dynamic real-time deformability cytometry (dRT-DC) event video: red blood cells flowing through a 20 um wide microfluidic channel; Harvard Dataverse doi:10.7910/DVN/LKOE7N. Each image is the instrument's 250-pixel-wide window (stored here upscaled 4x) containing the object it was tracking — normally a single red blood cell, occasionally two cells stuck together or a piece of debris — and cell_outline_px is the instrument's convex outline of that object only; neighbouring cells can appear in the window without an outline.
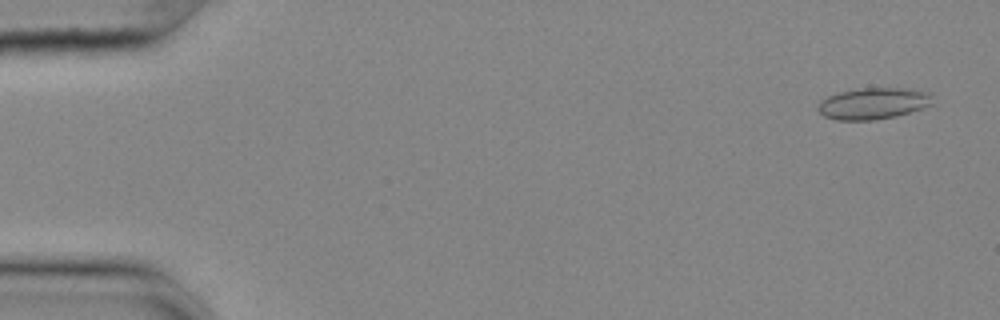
{"species": "common noctule bat (a hibernating species)", "species_latin": "Nyctalus noctula", "temperature_condition": "cold", "stored_images_in_passage": 54, "camera_frame_rate_fps": 3000, "um_per_image_px": 0.085, "animal": {"sex": "female", "body_mass_g": 25.1}, "frame": {"image": 1, "passage_image": 1, "time_ms": 0.0, "image_size_px": [1000, 320], "cell_outline_px": [[932, 104], [924, 108], [896, 116], [876, 120], [836, 120], [824, 116], [816, 108], [820, 100], [828, 96], [840, 92], [864, 88], [900, 88], [932, 92]], "centroid_in_image_um": [74.23, 8.8], "position_along_channel_um": 10.8, "area_um2": 21.1}}
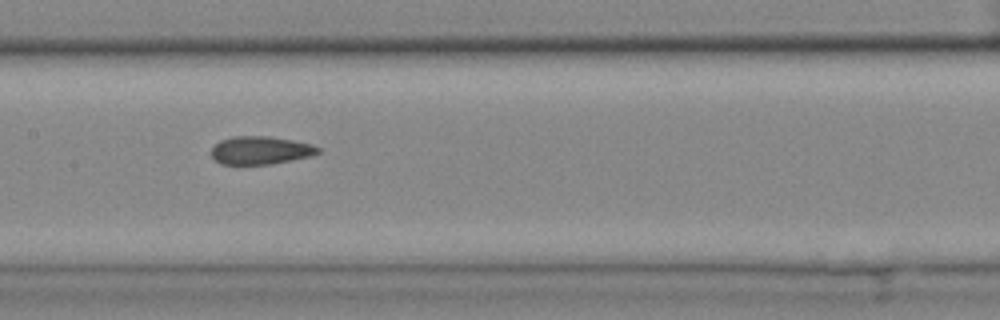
{"frame": {"image": 2, "passage_image": 26, "time_ms": 8.333, "image_size_px": [1000, 320], "cell_outline_px": [[320, 152], [312, 156], [272, 164], [220, 164], [212, 156], [212, 148], [220, 140], [232, 136], [268, 136], [292, 140], [312, 144], [320, 148]], "centroid_in_image_um": [22.16, 12.77], "position_along_channel_um": 185.2, "area_um2": 17.46}}
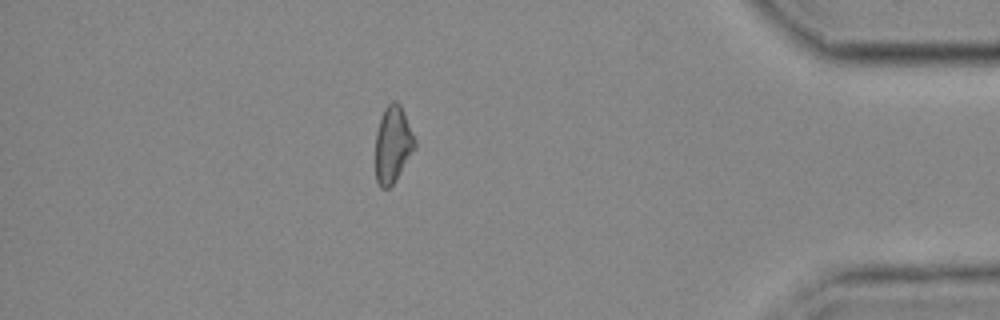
{"frame": {"image": 3, "passage_image": 47, "time_ms": 15.333, "image_size_px": [1000, 320], "cell_outline_px": [[416, 148], [392, 184], [388, 188], [380, 188], [376, 180], [376, 132], [384, 108], [392, 100], [396, 100], [400, 104], [416, 140]], "centroid_in_image_um": [33.39, 12.26], "position_along_channel_um": 401.8, "area_um2": 17.46}, "authors_computed_cell_mechanics": {"area_um2": 18.1203, "velocity_mm_per_s": 3.6452, "shape_relaxation_time_tau1_ms": null, "shape_relaxation_time_tau2_ms": 2.5492, "deformation_change_tau1": null, "deformation_change_tau2": 0.0816}}